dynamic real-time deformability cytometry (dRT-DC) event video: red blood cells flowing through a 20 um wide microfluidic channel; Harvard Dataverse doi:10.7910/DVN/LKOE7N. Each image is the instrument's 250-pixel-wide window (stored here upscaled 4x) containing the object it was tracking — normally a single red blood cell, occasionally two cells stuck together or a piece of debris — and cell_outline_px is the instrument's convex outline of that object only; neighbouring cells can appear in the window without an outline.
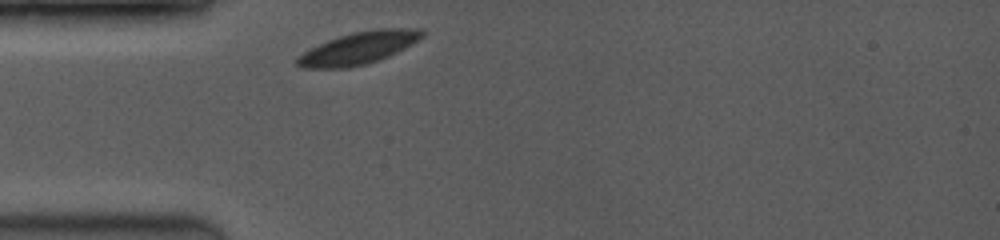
{"species": "common noctule bat (a hibernating species)", "species_latin": "Nyctalus noctula", "temperature_condition": "room temperature", "stored_images_in_passage": 8, "camera_frame_rate_fps": 3500, "um_per_image_px": 0.085, "animal": {"sex": "female", "body_mass_g": 19.0, "forearm_length_mm": 53.3}, "frame": {"image": 1, "passage_image": 1, "time_ms": 0.0, "image_size_px": [1000, 240], "cell_outline_px": [[424, 36], [420, 40], [388, 56], [364, 64], [348, 68], [300, 68], [296, 64], [296, 60], [304, 52], [328, 40], [352, 32], [376, 28], [420, 28], [424, 32]], "centroid_in_image_um": [30.52, 4.07], "position_along_channel_um": 54.5, "area_um2": 23.29}}
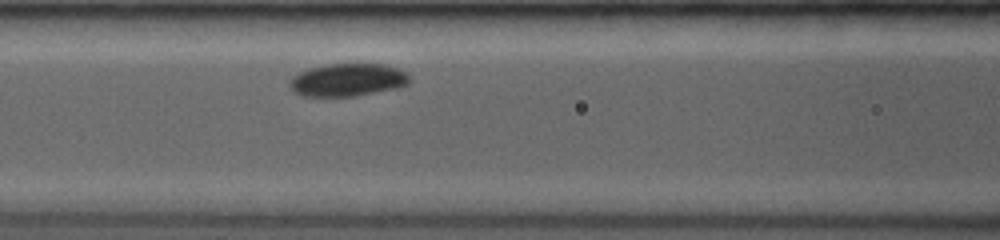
{"frame": {"image": 2, "passage_image": 6, "time_ms": 2.286, "image_size_px": [1000, 240], "cell_outline_px": [[408, 84], [400, 88], [352, 96], [304, 96], [296, 92], [288, 84], [288, 80], [296, 72], [308, 68], [324, 64], [384, 64], [400, 68], [408, 72]], "centroid_in_image_um": [29.55, 6.77], "position_along_channel_um": 137.1, "area_um2": 23.18}}
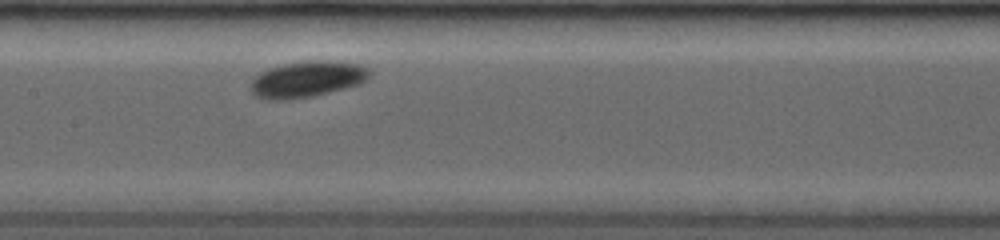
{"frame": {"image": 3, "passage_image": 8, "time_ms": 3.429, "image_size_px": [1000, 240], "cell_outline_px": [[372, 72], [360, 84], [312, 96], [280, 100], [268, 100], [256, 96], [252, 92], [252, 80], [260, 72], [268, 68], [284, 64], [308, 60], [328, 60], [360, 64], [368, 68]], "centroid_in_image_um": [26.11, 6.72], "position_along_channel_um": 181.3, "area_um2": 24.85}}